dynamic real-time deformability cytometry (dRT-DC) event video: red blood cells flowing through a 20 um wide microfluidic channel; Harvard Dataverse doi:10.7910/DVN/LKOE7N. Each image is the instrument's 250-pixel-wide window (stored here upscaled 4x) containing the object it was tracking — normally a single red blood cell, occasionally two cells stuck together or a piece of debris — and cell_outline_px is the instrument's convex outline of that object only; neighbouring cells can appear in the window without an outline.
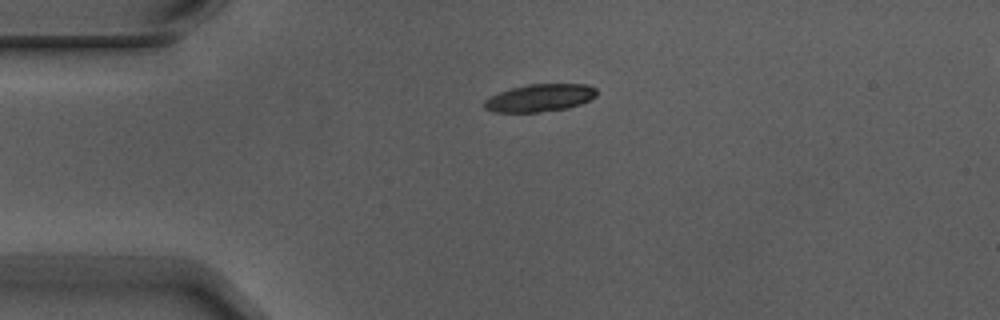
{"species": "Egyptian fruit bat (a non-hibernating species)", "species_latin": "Rousettus aegyptiacus", "temperature_condition": "warm", "stored_images_in_passage": 2, "camera_frame_rate_fps": 3000, "um_per_image_px": 0.085, "animal": {"sex": "male"}, "frame": {"image": 1, "passage_image": 1, "time_ms": 0.0, "image_size_px": [1000, 320], "cell_outline_px": [[596, 96], [580, 104], [568, 108], [540, 112], [492, 112], [484, 108], [484, 100], [500, 92], [512, 88], [528, 84], [588, 84], [596, 88]], "centroid_in_image_um": [45.89, 8.32], "position_along_channel_um": 39.1, "area_um2": 17.98}}